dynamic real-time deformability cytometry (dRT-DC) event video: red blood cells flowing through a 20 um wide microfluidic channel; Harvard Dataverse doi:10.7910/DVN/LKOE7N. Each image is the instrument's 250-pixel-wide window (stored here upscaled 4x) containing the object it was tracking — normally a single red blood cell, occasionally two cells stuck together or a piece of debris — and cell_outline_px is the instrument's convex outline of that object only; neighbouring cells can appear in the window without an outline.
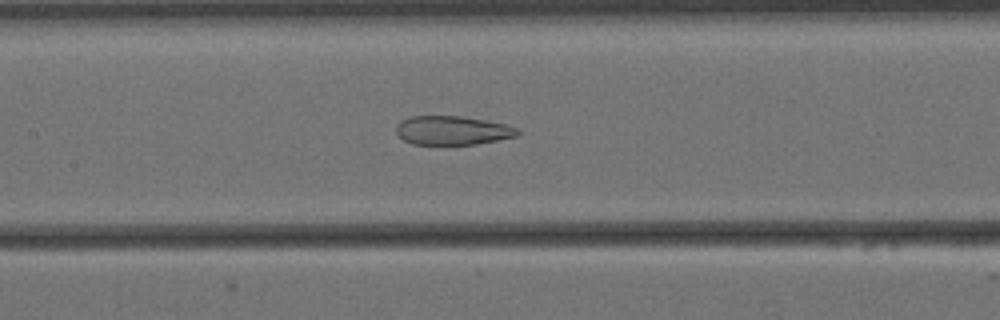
{"species": "Egyptian fruit bat (a non-hibernating species)", "species_latin": "Rousettus aegyptiacus", "temperature_condition": "cold", "stored_images_in_passage": 41, "camera_frame_rate_fps": 3000, "um_per_image_px": 0.085, "animal": {"sex": "female"}, "frame": {"image": 1, "passage_image": 9, "time_ms": 2.667, "image_size_px": [1000, 320], "cell_outline_px": [[520, 136], [476, 144], [412, 144], [404, 140], [396, 132], [396, 124], [400, 120], [412, 116], [460, 116], [484, 120], [504, 124], [520, 128]], "centroid_in_image_um": [38.48, 11.08], "position_along_channel_um": 168.9, "area_um2": 20.52}}
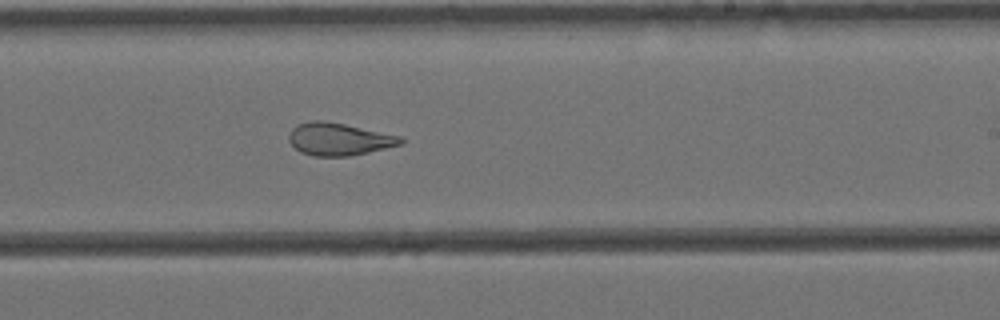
{"frame": {"image": 2, "passage_image": 17, "time_ms": 5.333, "image_size_px": [1000, 320], "cell_outline_px": [[404, 144], [368, 152], [348, 156], [312, 156], [300, 152], [288, 140], [288, 136], [292, 128], [296, 124], [312, 120], [324, 120], [344, 124], [400, 136], [404, 140]], "centroid_in_image_um": [28.78, 11.82], "position_along_channel_um": 260.2, "area_um2": 21.15}}
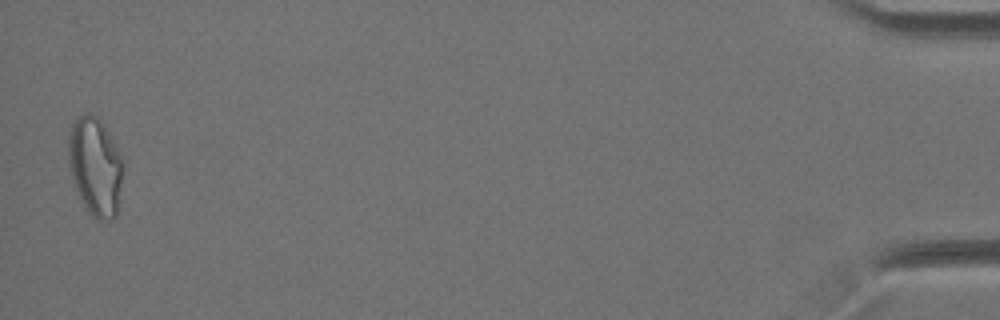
{"frame": {"image": 3, "passage_image": 40, "time_ms": 13.0, "image_size_px": [1000, 320], "cell_outline_px": [[120, 180], [116, 216], [100, 220], [92, 216], [88, 212], [80, 200], [72, 176], [68, 160], [68, 136], [72, 124], [80, 116], [88, 112], [96, 116], [100, 120], [108, 132], [120, 156]], "centroid_in_image_um": [8.03, 14.13], "position_along_channel_um": 427.2, "area_um2": 30.29}}